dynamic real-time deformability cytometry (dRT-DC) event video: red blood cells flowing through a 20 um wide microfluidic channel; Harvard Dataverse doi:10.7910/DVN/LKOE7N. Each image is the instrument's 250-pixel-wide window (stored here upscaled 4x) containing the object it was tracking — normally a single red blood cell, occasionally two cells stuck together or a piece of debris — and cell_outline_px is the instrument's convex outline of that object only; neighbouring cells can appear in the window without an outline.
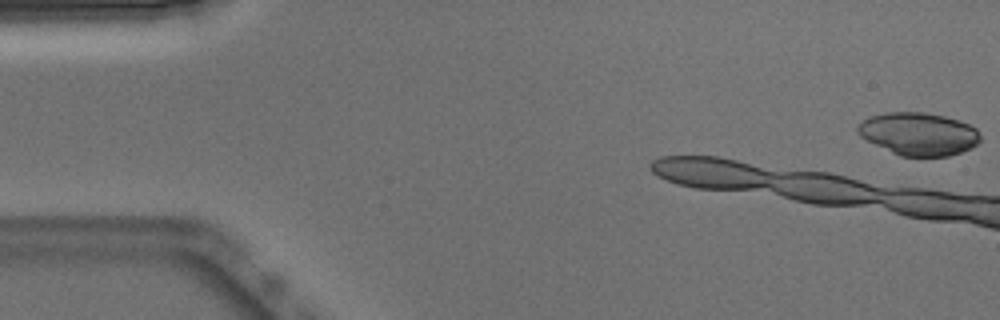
{"species": "Egyptian fruit bat (a non-hibernating species)", "species_latin": "Rousettus aegyptiacus", "temperature_condition": "warm", "stored_images_in_passage": 7, "camera_frame_rate_fps": 3000, "um_per_image_px": 0.085, "animal": {"sex": "male"}, "frame": {"image": 1, "passage_image": 1, "time_ms": 0.0, "image_size_px": [1000, 320], "cell_outline_px": [[980, 140], [972, 148], [948, 156], [900, 156], [860, 136], [856, 132], [856, 128], [868, 116], [884, 112], [924, 112], [944, 116], [960, 120], [976, 128], [980, 136]], "centroid_in_image_um": [78.08, 11.37], "position_along_channel_um": 6.9, "area_um2": 30.46}}